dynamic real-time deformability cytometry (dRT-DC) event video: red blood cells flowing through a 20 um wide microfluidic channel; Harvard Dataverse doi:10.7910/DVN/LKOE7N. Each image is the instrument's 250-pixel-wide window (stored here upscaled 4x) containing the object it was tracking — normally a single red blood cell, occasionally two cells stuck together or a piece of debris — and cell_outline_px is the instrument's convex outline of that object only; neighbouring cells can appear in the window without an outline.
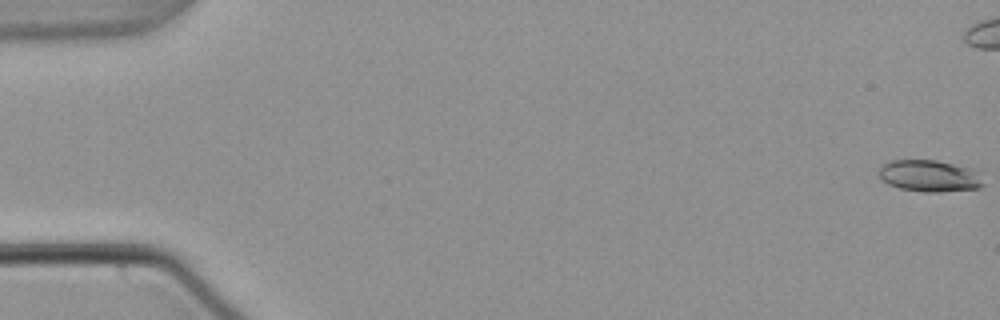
{"species": "common noctule bat (a hibernating species)", "species_latin": "Nyctalus noctula", "temperature_condition": "warm", "stored_images_in_passage": 56, "camera_frame_rate_fps": 3000, "um_per_image_px": 0.085, "animal": {"sex": "male", "body_mass_g": 21.5, "forearm_length_mm": 52.0}, "frame": {"image": 1, "passage_image": 1, "time_ms": 0.0, "image_size_px": [1000, 320], "cell_outline_px": [[984, 184], [980, 188], [936, 192], [924, 192], [900, 188], [888, 184], [880, 180], [880, 164], [888, 160], [936, 160], [968, 168]], "centroid_in_image_um": [78.88, 14.95], "position_along_channel_um": 6.1, "area_um2": 18.9}}
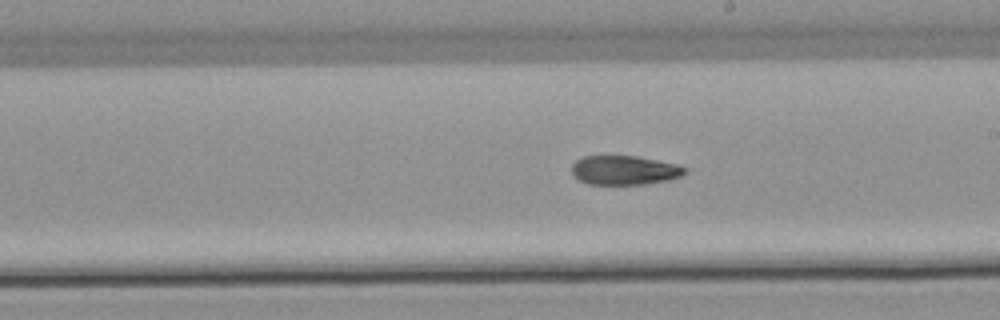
{"frame": {"image": 2, "passage_image": 32, "time_ms": 10.333, "image_size_px": [1000, 320], "cell_outline_px": [[688, 172], [680, 176], [668, 180], [644, 184], [588, 184], [572, 176], [572, 164], [576, 160], [584, 156], [636, 156], [676, 164], [688, 168]], "centroid_in_image_um": [53.07, 14.47], "position_along_channel_um": 235.9, "area_um2": 19.25}}
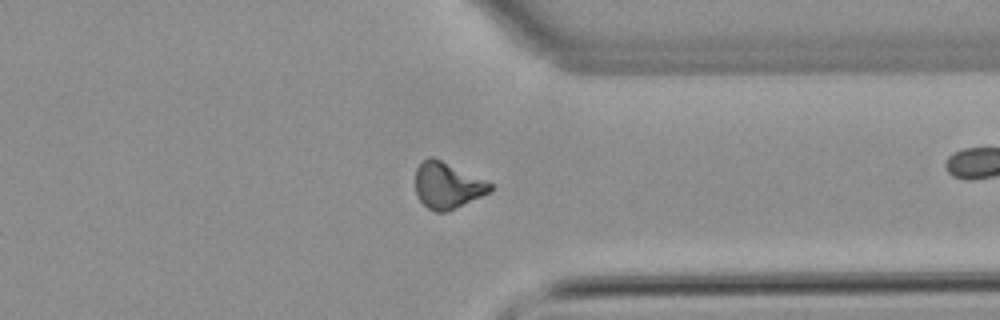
{"frame": {"image": 3, "passage_image": 43, "time_ms": 14.0, "image_size_px": [1000, 320], "cell_outline_px": [[492, 192], [444, 212], [436, 212], [428, 208], [420, 200], [416, 192], [416, 168], [428, 156], [432, 156], [492, 184]], "centroid_in_image_um": [38.01, 15.76], "position_along_channel_um": 373.4, "area_um2": 19.65}}